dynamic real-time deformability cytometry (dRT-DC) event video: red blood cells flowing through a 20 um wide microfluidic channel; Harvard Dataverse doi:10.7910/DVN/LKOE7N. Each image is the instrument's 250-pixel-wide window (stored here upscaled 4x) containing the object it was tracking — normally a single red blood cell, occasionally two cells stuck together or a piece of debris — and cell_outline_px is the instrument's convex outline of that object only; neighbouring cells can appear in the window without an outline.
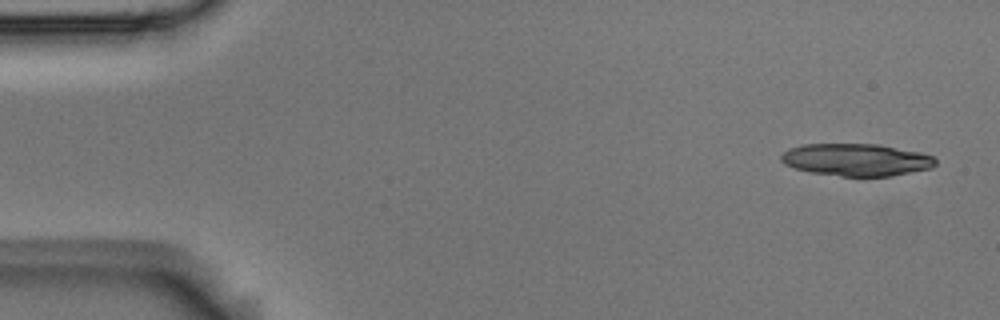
{"species": "Egyptian fruit bat (a non-hibernating species)", "species_latin": "Rousettus aegyptiacus", "temperature_condition": "room temperature", "stored_images_in_passage": 4, "camera_frame_rate_fps": 3000, "um_per_image_px": 0.085, "animal": {"sex": "male"}, "frame": {"image": 1, "passage_image": 1, "time_ms": 0.0, "image_size_px": [1000, 320], "cell_outline_px": [[936, 164], [932, 168], [892, 176], [840, 176], [812, 172], [796, 168], [784, 164], [780, 160], [780, 156], [788, 148], [804, 144], [880, 144], [920, 152], [932, 156], [936, 160]], "centroid_in_image_um": [72.8, 13.57], "position_along_channel_um": 12.2, "area_um2": 29.13}}